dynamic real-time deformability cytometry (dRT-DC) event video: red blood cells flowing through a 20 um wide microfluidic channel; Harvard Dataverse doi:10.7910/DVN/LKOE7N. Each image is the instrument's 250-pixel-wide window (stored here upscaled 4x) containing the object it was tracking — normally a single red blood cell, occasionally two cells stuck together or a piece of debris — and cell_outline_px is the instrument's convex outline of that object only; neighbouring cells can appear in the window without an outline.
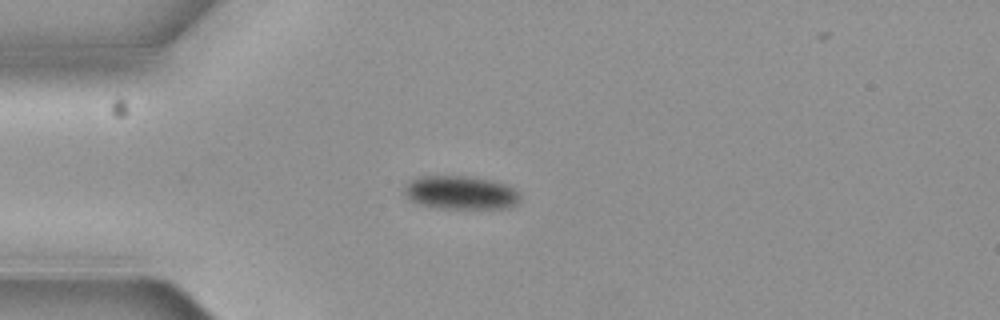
{"species": "common noctule bat (a hibernating species)", "species_latin": "Nyctalus noctula", "temperature_condition": "cold", "stored_images_in_passage": 7, "camera_frame_rate_fps": 3000, "um_per_image_px": 0.085, "animal": {"sex": "female", "body_mass_g": 19.3, "forearm_length_mm": 54.1}, "frame": {"image": 1, "passage_image": 3, "time_ms": 0.667, "image_size_px": [1000, 320], "cell_outline_px": [[520, 200], [516, 204], [508, 208], [440, 208], [420, 204], [412, 200], [404, 192], [404, 188], [408, 180], [420, 176], [464, 176], [488, 180], [504, 184], [512, 188], [520, 196]], "centroid_in_image_um": [39.13, 16.37], "position_along_channel_um": 45.9, "area_um2": 22.25}}
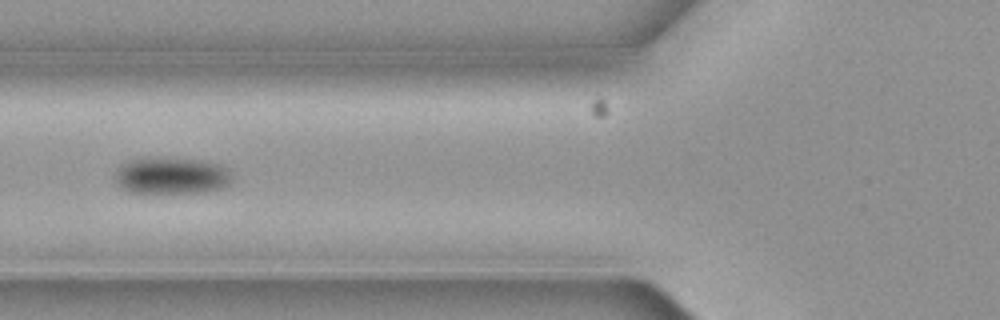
{"frame": {"image": 2, "passage_image": 5, "time_ms": 1.333, "image_size_px": [1000, 320], "cell_outline_px": [[232, 184], [224, 188], [208, 192], [128, 192], [120, 188], [116, 184], [116, 172], [120, 164], [128, 160], [200, 160], [220, 164], [228, 168], [232, 176]], "centroid_in_image_um": [14.64, 14.98], "position_along_channel_um": 111.2, "area_um2": 24.62}}
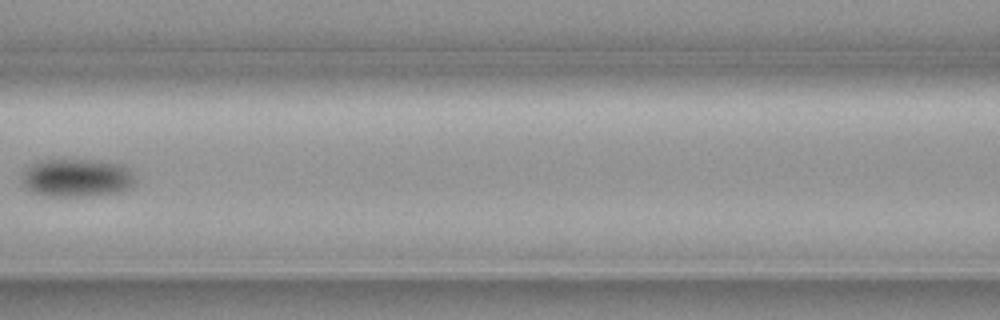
{"frame": {"image": 3, "passage_image": 6, "time_ms": 1.667, "image_size_px": [1000, 320], "cell_outline_px": [[136, 184], [120, 192], [88, 196], [48, 196], [32, 192], [20, 180], [20, 172], [24, 168], [36, 160], [104, 160], [124, 164], [132, 168], [136, 176]], "centroid_in_image_um": [6.56, 15.09], "position_along_channel_um": 160.0, "area_um2": 26.07}}